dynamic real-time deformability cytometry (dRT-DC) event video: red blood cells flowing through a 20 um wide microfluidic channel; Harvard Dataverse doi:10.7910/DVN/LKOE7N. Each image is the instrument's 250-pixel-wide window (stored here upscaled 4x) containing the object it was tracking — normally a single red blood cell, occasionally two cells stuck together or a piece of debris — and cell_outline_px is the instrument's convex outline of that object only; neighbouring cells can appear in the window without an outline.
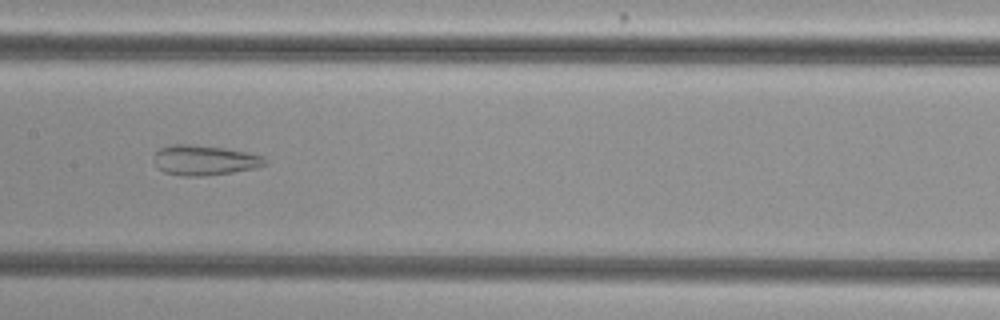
{"species": "common noctule bat (a hibernating species)", "species_latin": "Nyctalus noctula", "temperature_condition": "cold", "stored_images_in_passage": 52, "camera_frame_rate_fps": 3000, "um_per_image_px": 0.085, "animal": {"sex": "female", "body_mass_g": 29.2, "forearm_length_mm": 56.3}, "frame": {"image": 1, "passage_image": 28, "time_ms": 9.0, "image_size_px": [1000, 320], "cell_outline_px": [[268, 160], [264, 164], [256, 168], [232, 172], [200, 176], [184, 176], [164, 172], [152, 160], [152, 156], [160, 148], [172, 144], [188, 144], [224, 148], [264, 156]], "centroid_in_image_um": [17.35, 13.61], "position_along_channel_um": 190.0, "area_um2": 19.31}}
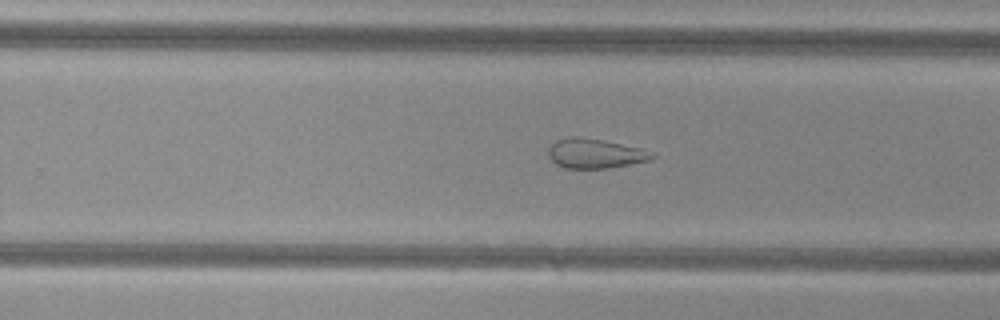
{"frame": {"image": 2, "passage_image": 35, "time_ms": 11.333, "image_size_px": [1000, 320], "cell_outline_px": [[656, 156], [652, 160], [608, 168], [564, 168], [556, 164], [548, 156], [548, 148], [556, 140], [572, 136], [576, 136], [604, 140], [640, 148], [656, 152]], "centroid_in_image_um": [50.61, 13.04], "position_along_channel_um": 279.2, "area_um2": 18.03}}
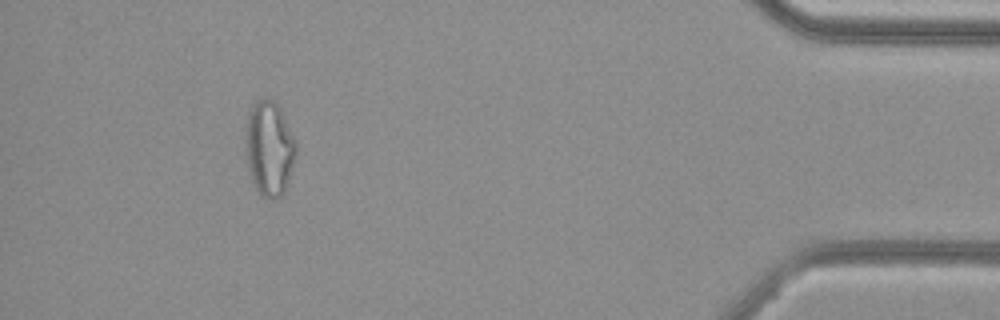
{"frame": {"image": 3, "passage_image": 50, "time_ms": 16.333, "image_size_px": [1000, 320], "cell_outline_px": [[296, 156], [284, 192], [280, 196], [272, 200], [268, 200], [260, 196], [248, 172], [248, 112], [252, 104], [256, 100], [272, 100], [280, 108], [296, 144]], "centroid_in_image_um": [22.91, 12.67], "position_along_channel_um": 412.3, "area_um2": 27.11}, "authors_computed_cell_mechanics": {"area_um2": 25.9811, "velocity_mm_per_s": 3.8339, "shape_relaxation_time_tau1_ms": null, "shape_relaxation_time_tau2_ms": 2.7278, "deformation_change_tau1": null, "deformation_change_tau2": 0.1174}}